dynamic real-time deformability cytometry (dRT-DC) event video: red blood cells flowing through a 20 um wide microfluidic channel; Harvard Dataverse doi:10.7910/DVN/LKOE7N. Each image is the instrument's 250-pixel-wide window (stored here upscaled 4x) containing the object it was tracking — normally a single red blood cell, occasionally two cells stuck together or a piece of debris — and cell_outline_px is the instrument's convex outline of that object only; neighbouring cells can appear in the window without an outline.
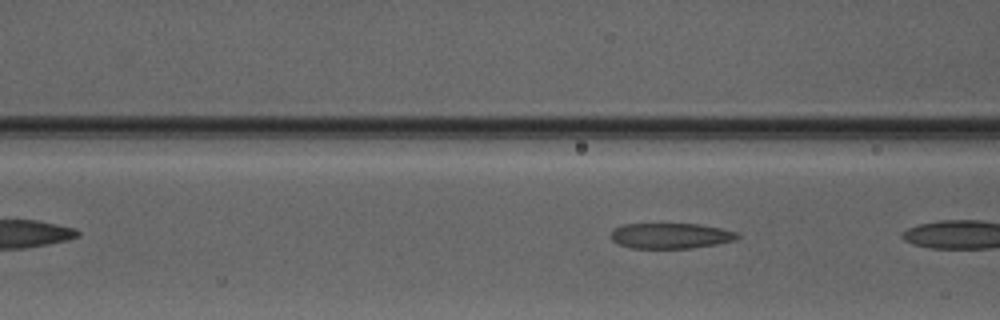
{"species": "Egyptian fruit bat (a non-hibernating species)", "species_latin": "Rousettus aegyptiacus", "temperature_condition": "warm", "stored_images_in_passage": 5, "camera_frame_rate_fps": 3000, "um_per_image_px": 0.085, "animal": {"sex": "male"}, "frame": {"image": 1, "passage_image": 5, "time_ms": 4.667, "image_size_px": [1000, 320], "cell_outline_px": [[740, 236], [736, 240], [716, 244], [692, 248], [632, 248], [620, 244], [612, 240], [612, 232], [616, 228], [624, 224], [700, 224], [720, 228], [736, 232]], "centroid_in_image_um": [57.04, 20.04], "position_along_channel_um": 109.6, "area_um2": 18.61}}